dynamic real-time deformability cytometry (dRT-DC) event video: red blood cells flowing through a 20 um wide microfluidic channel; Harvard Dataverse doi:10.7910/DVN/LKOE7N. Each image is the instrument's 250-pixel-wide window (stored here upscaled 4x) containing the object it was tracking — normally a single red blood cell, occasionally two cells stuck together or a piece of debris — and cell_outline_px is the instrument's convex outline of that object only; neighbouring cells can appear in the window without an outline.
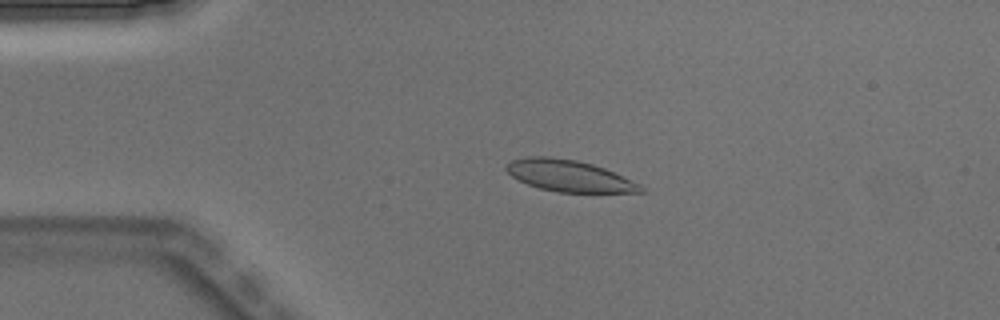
{"species": "Egyptian fruit bat (a non-hibernating species)", "species_latin": "Rousettus aegyptiacus", "temperature_condition": "warm", "stored_images_in_passage": 3, "camera_frame_rate_fps": 3000, "um_per_image_px": 0.085, "animal": {"sex": "male"}, "frame": {"image": 1, "passage_image": 2, "time_ms": 0.333, "image_size_px": [1000, 320], "cell_outline_px": [[644, 192], [560, 192], [540, 188], [528, 184], [512, 176], [504, 168], [512, 160], [528, 156], [548, 156], [576, 160], [592, 164], [604, 168], [640, 184], [644, 188]], "centroid_in_image_um": [48.37, 14.94], "position_along_channel_um": 36.6, "area_um2": 24.33}}